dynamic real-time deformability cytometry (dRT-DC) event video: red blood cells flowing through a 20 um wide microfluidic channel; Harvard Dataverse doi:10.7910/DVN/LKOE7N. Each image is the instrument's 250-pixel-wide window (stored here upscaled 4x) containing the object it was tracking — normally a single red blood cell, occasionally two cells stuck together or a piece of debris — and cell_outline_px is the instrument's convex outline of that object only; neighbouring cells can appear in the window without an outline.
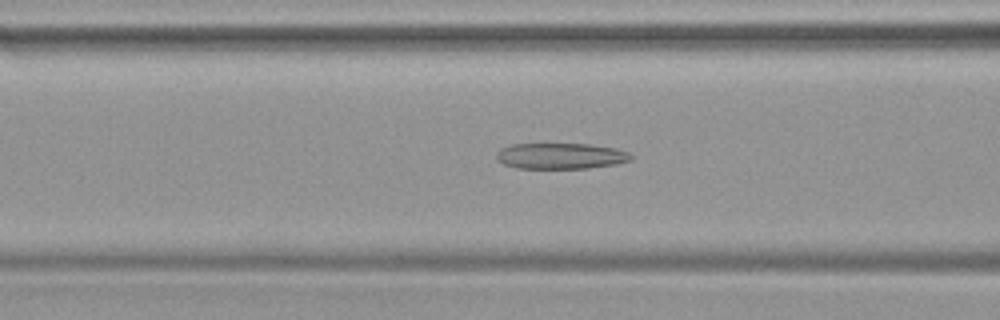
{"species": "common noctule bat (a hibernating species)", "species_latin": "Nyctalus noctula", "temperature_condition": "warm", "stored_images_in_passage": 46, "camera_frame_rate_fps": 3000, "um_per_image_px": 0.085, "animal": {"sex": "female", "body_mass_g": 19.9}, "frame": {"image": 1, "passage_image": 18, "time_ms": 5.667, "image_size_px": [1000, 320], "cell_outline_px": [[632, 160], [616, 164], [588, 168], [516, 168], [504, 164], [496, 160], [496, 152], [500, 148], [512, 144], [588, 144], [616, 148], [628, 152], [632, 156]], "centroid_in_image_um": [47.64, 13.26], "position_along_channel_um": 119.0, "area_um2": 20.4}}
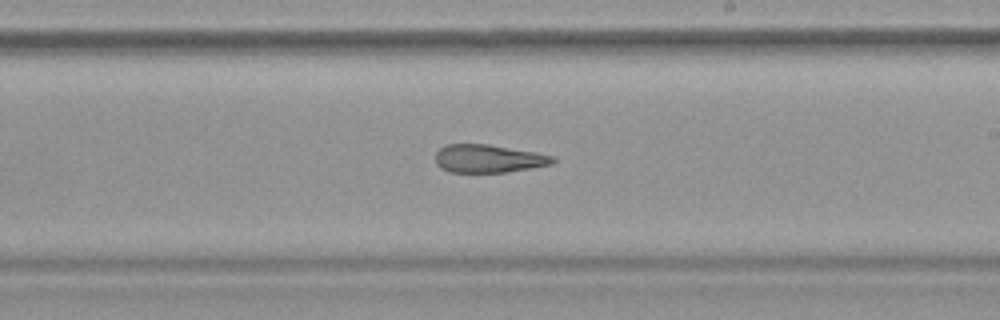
{"frame": {"image": 2, "passage_image": 27, "time_ms": 8.667, "image_size_px": [1000, 320], "cell_outline_px": [[556, 160], [552, 164], [504, 172], [448, 172], [440, 168], [436, 164], [436, 152], [444, 144], [488, 144], [536, 152], [556, 156]], "centroid_in_image_um": [41.5, 13.47], "position_along_channel_um": 247.5, "area_um2": 19.25}}
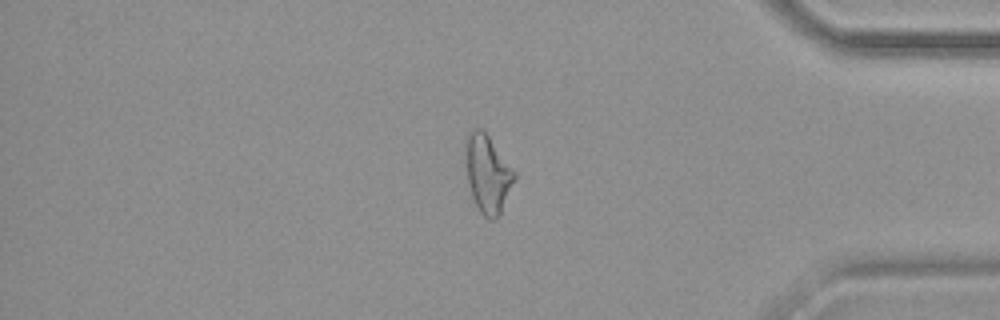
{"frame": {"image": 3, "passage_image": 39, "time_ms": 12.667, "image_size_px": [1000, 320], "cell_outline_px": [[516, 176], [500, 216], [496, 220], [488, 220], [480, 212], [472, 196], [468, 184], [464, 144], [472, 128], [484, 128], [516, 172]], "centroid_in_image_um": [41.45, 14.75], "position_along_channel_um": 393.7, "area_um2": 22.54}}